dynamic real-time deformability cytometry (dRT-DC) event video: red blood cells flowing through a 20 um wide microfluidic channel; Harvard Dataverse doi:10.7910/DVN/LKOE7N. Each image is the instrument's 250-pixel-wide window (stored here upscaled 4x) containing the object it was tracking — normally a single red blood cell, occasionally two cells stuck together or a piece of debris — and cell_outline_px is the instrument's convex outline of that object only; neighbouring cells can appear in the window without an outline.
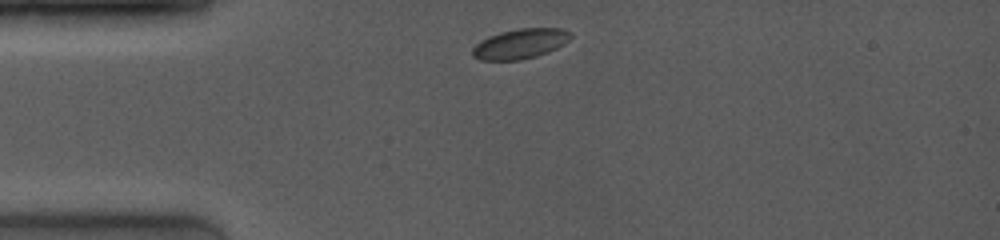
{"species": "common noctule bat (a hibernating species)", "species_latin": "Nyctalus noctula", "temperature_condition": "room temperature", "stored_images_in_passage": 32, "camera_frame_rate_fps": 4000, "um_per_image_px": 0.085, "animal": {"sex": "female", "body_mass_g": 19.0, "forearm_length_mm": 53.3}, "frame": {"image": 1, "passage_image": 1, "time_ms": 0.0, "image_size_px": [1000, 240], "cell_outline_px": [[572, 36], [564, 44], [548, 52], [536, 56], [520, 60], [480, 60], [472, 56], [472, 48], [480, 40], [488, 36], [500, 32], [520, 28], [560, 28], [572, 32]], "centroid_in_image_um": [44.21, 3.71], "position_along_channel_um": 40.8, "area_um2": 17.22}}
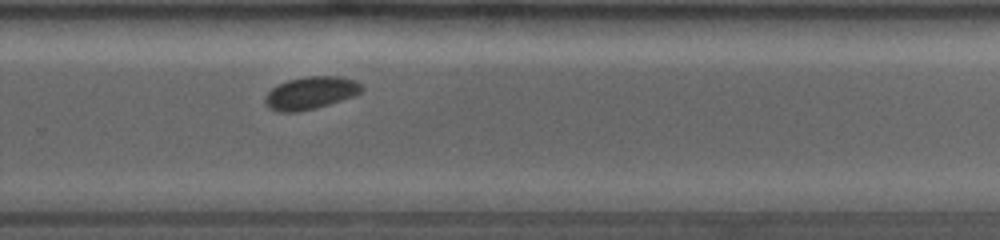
{"frame": {"image": 2, "passage_image": 21, "time_ms": 7.25, "image_size_px": [1000, 240], "cell_outline_px": [[364, 88], [360, 92], [352, 96], [316, 108], [296, 112], [280, 112], [268, 108], [264, 104], [264, 96], [272, 88], [288, 80], [304, 76], [340, 76], [356, 80]], "centroid_in_image_um": [26.37, 7.89], "position_along_channel_um": 303.4, "area_um2": 18.32}}
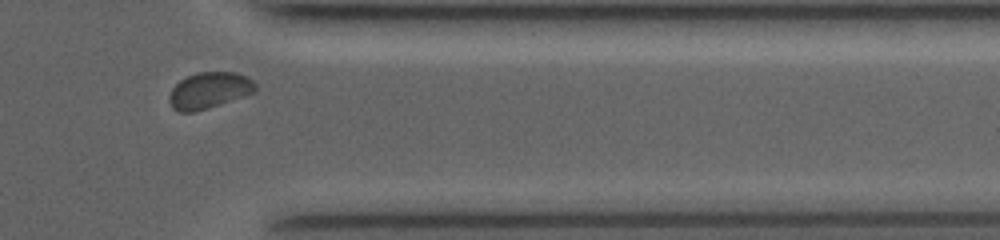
{"frame": {"image": 3, "passage_image": 29, "time_ms": 9.5, "image_size_px": [1000, 240], "cell_outline_px": [[256, 92], [208, 108], [192, 112], [180, 112], [172, 108], [168, 100], [168, 96], [172, 88], [180, 80], [196, 72], [236, 72], [248, 76], [256, 84]], "centroid_in_image_um": [17.78, 7.68], "position_along_channel_um": 393.6, "area_um2": 18.32}, "authors_computed_cell_mechanics": {"area_um2": 18.2359, "velocity_mm_per_s": 3.9915, "shape_relaxation_time_tau1_ms": 1.4799, "shape_relaxation_time_tau2_ms": null, "deformation_change_tau1": 0.0423, "deformation_change_tau2": null}}